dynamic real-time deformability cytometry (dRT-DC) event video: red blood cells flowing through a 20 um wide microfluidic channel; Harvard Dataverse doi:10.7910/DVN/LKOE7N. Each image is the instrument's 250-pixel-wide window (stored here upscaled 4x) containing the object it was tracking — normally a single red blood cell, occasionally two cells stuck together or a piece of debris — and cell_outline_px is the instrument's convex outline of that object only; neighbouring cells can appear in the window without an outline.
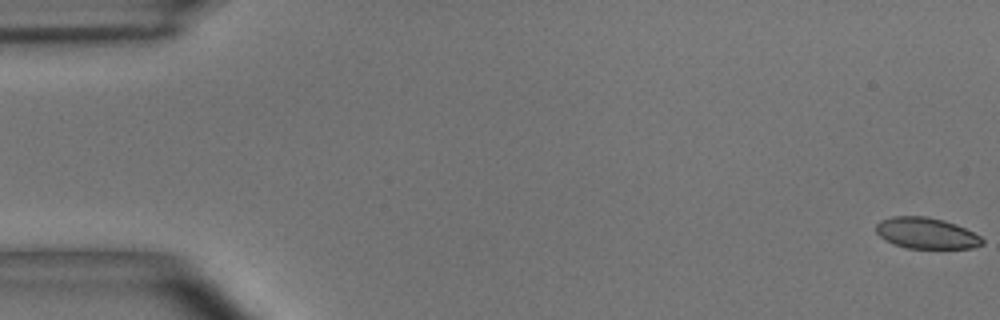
{"species": "common noctule bat (a hibernating species)", "species_latin": "Nyctalus noctula", "temperature_condition": "room temperature", "stored_images_in_passage": 9, "camera_frame_rate_fps": 3000, "um_per_image_px": 0.085, "animal": {"sex": "male", "body_mass_g": 15.6}, "frame": {"image": 1, "passage_image": 1, "time_ms": 0.0, "image_size_px": [1000, 320], "cell_outline_px": [[984, 244], [972, 248], [908, 248], [892, 244], [884, 240], [876, 232], [876, 224], [880, 220], [892, 216], [924, 216], [944, 220], [956, 224], [980, 236], [984, 240]], "centroid_in_image_um": [78.71, 19.82], "position_along_channel_um": 6.3, "area_um2": 19.31}}